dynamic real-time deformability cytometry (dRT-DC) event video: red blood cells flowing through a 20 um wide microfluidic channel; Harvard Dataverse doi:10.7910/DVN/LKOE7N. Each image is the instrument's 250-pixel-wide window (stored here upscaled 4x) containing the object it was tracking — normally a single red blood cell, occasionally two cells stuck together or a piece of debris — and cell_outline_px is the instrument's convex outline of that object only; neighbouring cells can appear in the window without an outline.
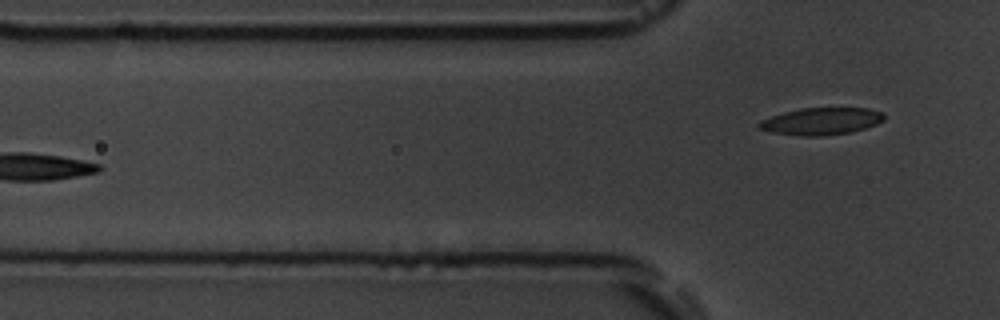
{"species": "common noctule bat (a hibernating species)", "species_latin": "Nyctalus noctula", "temperature_condition": "room temperature", "stored_images_in_passage": 6, "camera_frame_rate_fps": 3000, "um_per_image_px": 0.085, "animal": {"sex": "male", "body_mass_g": 19.5, "forearm_length_mm": 54.6}, "frame": {"image": 1, "passage_image": 6, "time_ms": 6.667, "image_size_px": [1000, 320], "cell_outline_px": [[884, 120], [876, 124], [864, 128], [848, 132], [820, 136], [804, 136], [772, 132], [760, 128], [756, 124], [772, 116], [784, 112], [800, 108], [868, 108], [884, 112]], "centroid_in_image_um": [69.84, 10.29], "position_along_channel_um": 56.0, "area_um2": 19.48}}